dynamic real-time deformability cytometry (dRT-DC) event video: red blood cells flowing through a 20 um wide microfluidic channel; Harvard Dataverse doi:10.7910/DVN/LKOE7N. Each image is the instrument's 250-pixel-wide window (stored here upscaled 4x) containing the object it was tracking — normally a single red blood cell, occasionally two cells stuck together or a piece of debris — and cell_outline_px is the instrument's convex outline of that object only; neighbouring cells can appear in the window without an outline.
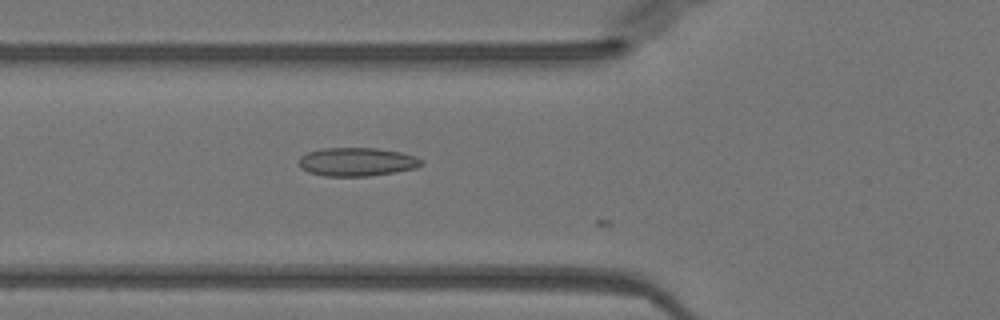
{"species": "Egyptian fruit bat (a non-hibernating species)", "species_latin": "Rousettus aegyptiacus", "temperature_condition": "warm", "stored_images_in_passage": 18, "camera_frame_rate_fps": 3000, "um_per_image_px": 0.085, "animal": {"sex": "female"}, "frame": {"image": 1, "passage_image": 17, "time_ms": 5.333, "image_size_px": [1000, 320], "cell_outline_px": [[424, 164], [416, 168], [396, 172], [368, 176], [324, 176], [308, 172], [300, 168], [300, 156], [308, 152], [324, 148], [376, 148], [400, 152], [416, 156], [424, 160]], "centroid_in_image_um": [30.37, 13.76], "position_along_channel_um": 95.4, "area_um2": 20.46}}